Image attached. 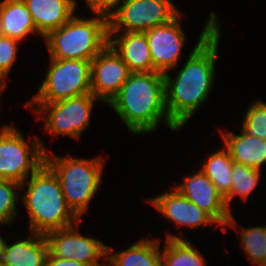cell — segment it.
Returning <instances> with one entry per match:
<instances>
[{"label":"cell","mask_w":266,"mask_h":266,"mask_svg":"<svg viewBox=\"0 0 266 266\" xmlns=\"http://www.w3.org/2000/svg\"><path fill=\"white\" fill-rule=\"evenodd\" d=\"M32 16L37 32L44 38L73 16L75 0H23Z\"/></svg>","instance_id":"obj_15"},{"label":"cell","mask_w":266,"mask_h":266,"mask_svg":"<svg viewBox=\"0 0 266 266\" xmlns=\"http://www.w3.org/2000/svg\"><path fill=\"white\" fill-rule=\"evenodd\" d=\"M35 239H25L12 245L4 241L2 266H45L49 254L48 244L43 234L33 233Z\"/></svg>","instance_id":"obj_17"},{"label":"cell","mask_w":266,"mask_h":266,"mask_svg":"<svg viewBox=\"0 0 266 266\" xmlns=\"http://www.w3.org/2000/svg\"><path fill=\"white\" fill-rule=\"evenodd\" d=\"M18 40L0 35V80L5 83V77L16 59Z\"/></svg>","instance_id":"obj_27"},{"label":"cell","mask_w":266,"mask_h":266,"mask_svg":"<svg viewBox=\"0 0 266 266\" xmlns=\"http://www.w3.org/2000/svg\"><path fill=\"white\" fill-rule=\"evenodd\" d=\"M159 240H141L119 253L107 247L108 266H162ZM111 254V255H109ZM109 256V257H108Z\"/></svg>","instance_id":"obj_20"},{"label":"cell","mask_w":266,"mask_h":266,"mask_svg":"<svg viewBox=\"0 0 266 266\" xmlns=\"http://www.w3.org/2000/svg\"><path fill=\"white\" fill-rule=\"evenodd\" d=\"M243 130L250 136L266 140V103L252 104L243 121Z\"/></svg>","instance_id":"obj_26"},{"label":"cell","mask_w":266,"mask_h":266,"mask_svg":"<svg viewBox=\"0 0 266 266\" xmlns=\"http://www.w3.org/2000/svg\"><path fill=\"white\" fill-rule=\"evenodd\" d=\"M161 254L162 266H205L198 250L176 235L169 234Z\"/></svg>","instance_id":"obj_21"},{"label":"cell","mask_w":266,"mask_h":266,"mask_svg":"<svg viewBox=\"0 0 266 266\" xmlns=\"http://www.w3.org/2000/svg\"><path fill=\"white\" fill-rule=\"evenodd\" d=\"M209 18L196 46L174 81L168 72L164 73L166 109L170 120L179 129L206 101L213 86L220 25L214 12Z\"/></svg>","instance_id":"obj_1"},{"label":"cell","mask_w":266,"mask_h":266,"mask_svg":"<svg viewBox=\"0 0 266 266\" xmlns=\"http://www.w3.org/2000/svg\"><path fill=\"white\" fill-rule=\"evenodd\" d=\"M45 266H86V265L84 263L72 259L56 258L49 253L46 259Z\"/></svg>","instance_id":"obj_29"},{"label":"cell","mask_w":266,"mask_h":266,"mask_svg":"<svg viewBox=\"0 0 266 266\" xmlns=\"http://www.w3.org/2000/svg\"><path fill=\"white\" fill-rule=\"evenodd\" d=\"M149 202L166 218L187 228H197L200 225L204 227L206 224L216 223L208 213L189 201L176 189L173 192L154 197Z\"/></svg>","instance_id":"obj_14"},{"label":"cell","mask_w":266,"mask_h":266,"mask_svg":"<svg viewBox=\"0 0 266 266\" xmlns=\"http://www.w3.org/2000/svg\"><path fill=\"white\" fill-rule=\"evenodd\" d=\"M49 253L61 259H72L86 266L100 265L97 259L107 255V247L102 241L82 236L74 226L53 230L45 235Z\"/></svg>","instance_id":"obj_10"},{"label":"cell","mask_w":266,"mask_h":266,"mask_svg":"<svg viewBox=\"0 0 266 266\" xmlns=\"http://www.w3.org/2000/svg\"><path fill=\"white\" fill-rule=\"evenodd\" d=\"M127 64L108 45L91 61V93L110 103L118 94L130 74Z\"/></svg>","instance_id":"obj_11"},{"label":"cell","mask_w":266,"mask_h":266,"mask_svg":"<svg viewBox=\"0 0 266 266\" xmlns=\"http://www.w3.org/2000/svg\"><path fill=\"white\" fill-rule=\"evenodd\" d=\"M180 13L163 25L145 31L153 67L162 73L176 67L184 45V33L180 28Z\"/></svg>","instance_id":"obj_13"},{"label":"cell","mask_w":266,"mask_h":266,"mask_svg":"<svg viewBox=\"0 0 266 266\" xmlns=\"http://www.w3.org/2000/svg\"><path fill=\"white\" fill-rule=\"evenodd\" d=\"M260 170L253 169L249 166L239 164L236 162L232 163L231 169V191L230 194L225 198L226 205L229 209V203L235 195L241 196L245 199L260 180Z\"/></svg>","instance_id":"obj_23"},{"label":"cell","mask_w":266,"mask_h":266,"mask_svg":"<svg viewBox=\"0 0 266 266\" xmlns=\"http://www.w3.org/2000/svg\"><path fill=\"white\" fill-rule=\"evenodd\" d=\"M241 245L257 265L266 258V226L241 228Z\"/></svg>","instance_id":"obj_24"},{"label":"cell","mask_w":266,"mask_h":266,"mask_svg":"<svg viewBox=\"0 0 266 266\" xmlns=\"http://www.w3.org/2000/svg\"><path fill=\"white\" fill-rule=\"evenodd\" d=\"M241 133L223 134L226 149L233 162L261 171L262 164L266 163V140L250 136L244 130Z\"/></svg>","instance_id":"obj_18"},{"label":"cell","mask_w":266,"mask_h":266,"mask_svg":"<svg viewBox=\"0 0 266 266\" xmlns=\"http://www.w3.org/2000/svg\"><path fill=\"white\" fill-rule=\"evenodd\" d=\"M184 180V184L175 188L178 192L208 213L217 224L234 228L236 223L225 198L206 174L200 170L190 177H185Z\"/></svg>","instance_id":"obj_12"},{"label":"cell","mask_w":266,"mask_h":266,"mask_svg":"<svg viewBox=\"0 0 266 266\" xmlns=\"http://www.w3.org/2000/svg\"><path fill=\"white\" fill-rule=\"evenodd\" d=\"M91 12L109 16L115 8L116 0H85Z\"/></svg>","instance_id":"obj_28"},{"label":"cell","mask_w":266,"mask_h":266,"mask_svg":"<svg viewBox=\"0 0 266 266\" xmlns=\"http://www.w3.org/2000/svg\"><path fill=\"white\" fill-rule=\"evenodd\" d=\"M257 266H266V258L261 261L259 264H257Z\"/></svg>","instance_id":"obj_32"},{"label":"cell","mask_w":266,"mask_h":266,"mask_svg":"<svg viewBox=\"0 0 266 266\" xmlns=\"http://www.w3.org/2000/svg\"><path fill=\"white\" fill-rule=\"evenodd\" d=\"M51 59L38 93L25 104H46L91 93V61ZM35 103V104H34Z\"/></svg>","instance_id":"obj_6"},{"label":"cell","mask_w":266,"mask_h":266,"mask_svg":"<svg viewBox=\"0 0 266 266\" xmlns=\"http://www.w3.org/2000/svg\"><path fill=\"white\" fill-rule=\"evenodd\" d=\"M105 160L52 157L45 153V163L59 178L62 193L68 207L80 218L87 211L101 181V171Z\"/></svg>","instance_id":"obj_5"},{"label":"cell","mask_w":266,"mask_h":266,"mask_svg":"<svg viewBox=\"0 0 266 266\" xmlns=\"http://www.w3.org/2000/svg\"><path fill=\"white\" fill-rule=\"evenodd\" d=\"M45 39L53 59L92 61L109 45L108 16L100 13L94 19L73 16L63 26L51 31Z\"/></svg>","instance_id":"obj_4"},{"label":"cell","mask_w":266,"mask_h":266,"mask_svg":"<svg viewBox=\"0 0 266 266\" xmlns=\"http://www.w3.org/2000/svg\"><path fill=\"white\" fill-rule=\"evenodd\" d=\"M109 104L134 134L154 131L162 119L170 130L179 129L168 116L162 72H131Z\"/></svg>","instance_id":"obj_2"},{"label":"cell","mask_w":266,"mask_h":266,"mask_svg":"<svg viewBox=\"0 0 266 266\" xmlns=\"http://www.w3.org/2000/svg\"><path fill=\"white\" fill-rule=\"evenodd\" d=\"M116 7L108 16L109 37H114L123 27V32H145L166 24L180 13L170 0H116Z\"/></svg>","instance_id":"obj_8"},{"label":"cell","mask_w":266,"mask_h":266,"mask_svg":"<svg viewBox=\"0 0 266 266\" xmlns=\"http://www.w3.org/2000/svg\"><path fill=\"white\" fill-rule=\"evenodd\" d=\"M109 45L127 64L130 72L157 71L152 65L145 32H123V35L115 36V40L109 37Z\"/></svg>","instance_id":"obj_16"},{"label":"cell","mask_w":266,"mask_h":266,"mask_svg":"<svg viewBox=\"0 0 266 266\" xmlns=\"http://www.w3.org/2000/svg\"><path fill=\"white\" fill-rule=\"evenodd\" d=\"M3 244H4V239L1 238V236H0V260H1V254H2V249H3Z\"/></svg>","instance_id":"obj_30"},{"label":"cell","mask_w":266,"mask_h":266,"mask_svg":"<svg viewBox=\"0 0 266 266\" xmlns=\"http://www.w3.org/2000/svg\"><path fill=\"white\" fill-rule=\"evenodd\" d=\"M19 182L0 179V223H10L17 215L16 200L19 194L15 188H21Z\"/></svg>","instance_id":"obj_25"},{"label":"cell","mask_w":266,"mask_h":266,"mask_svg":"<svg viewBox=\"0 0 266 266\" xmlns=\"http://www.w3.org/2000/svg\"><path fill=\"white\" fill-rule=\"evenodd\" d=\"M23 201L31 233L43 234L73 226L79 218L68 207L59 178L43 163L31 176Z\"/></svg>","instance_id":"obj_3"},{"label":"cell","mask_w":266,"mask_h":266,"mask_svg":"<svg viewBox=\"0 0 266 266\" xmlns=\"http://www.w3.org/2000/svg\"><path fill=\"white\" fill-rule=\"evenodd\" d=\"M233 160L228 150H219L204 163L201 171L214 183L219 193L226 198L231 191Z\"/></svg>","instance_id":"obj_22"},{"label":"cell","mask_w":266,"mask_h":266,"mask_svg":"<svg viewBox=\"0 0 266 266\" xmlns=\"http://www.w3.org/2000/svg\"><path fill=\"white\" fill-rule=\"evenodd\" d=\"M1 35L21 41L30 33H38L35 23L23 0L0 2Z\"/></svg>","instance_id":"obj_19"},{"label":"cell","mask_w":266,"mask_h":266,"mask_svg":"<svg viewBox=\"0 0 266 266\" xmlns=\"http://www.w3.org/2000/svg\"><path fill=\"white\" fill-rule=\"evenodd\" d=\"M5 83H3L1 80H0V96H1V93L2 91L5 89ZM3 89V90H2Z\"/></svg>","instance_id":"obj_31"},{"label":"cell","mask_w":266,"mask_h":266,"mask_svg":"<svg viewBox=\"0 0 266 266\" xmlns=\"http://www.w3.org/2000/svg\"><path fill=\"white\" fill-rule=\"evenodd\" d=\"M45 153L42 142L37 140L30 145L13 126H3L0 129V179L19 182L23 187L27 176L45 163Z\"/></svg>","instance_id":"obj_7"},{"label":"cell","mask_w":266,"mask_h":266,"mask_svg":"<svg viewBox=\"0 0 266 266\" xmlns=\"http://www.w3.org/2000/svg\"><path fill=\"white\" fill-rule=\"evenodd\" d=\"M96 99L89 93L52 103L36 104V113L49 110L48 116L44 117L46 130L54 135L66 134L78 139L89 124L93 102Z\"/></svg>","instance_id":"obj_9"}]
</instances>
